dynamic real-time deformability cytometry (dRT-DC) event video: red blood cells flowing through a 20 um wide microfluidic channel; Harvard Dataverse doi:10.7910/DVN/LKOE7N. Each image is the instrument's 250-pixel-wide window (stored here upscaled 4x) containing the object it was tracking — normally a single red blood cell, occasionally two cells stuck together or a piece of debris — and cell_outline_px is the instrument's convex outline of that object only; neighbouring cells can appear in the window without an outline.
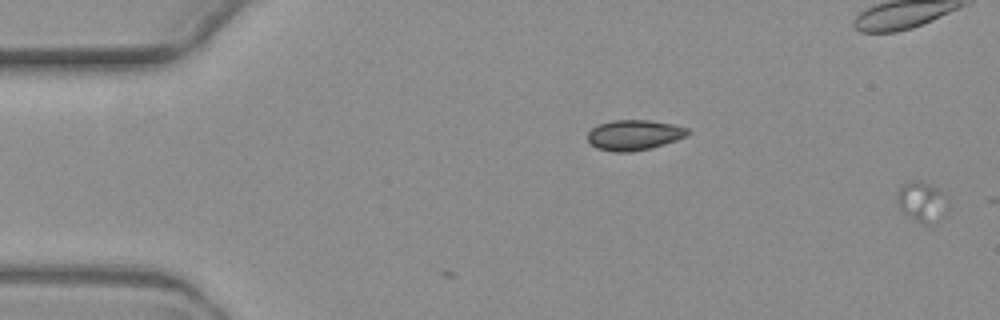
{"species": "common noctule bat (a hibernating species)", "species_latin": "Nyctalus noctula", "temperature_condition": "warm", "stored_images_in_passage": 3, "segment_of_instrument_passage": [2, 2], "camera_frame_rate_fps": 3000, "um_per_image_px": 0.085, "animal": {"sex": "female", "body_mass_g": 19.3, "forearm_length_mm": 54.1}, "frame": {"image": 1, "passage_image": 3, "time_ms": 2.333, "image_size_px": [1000, 320], "cell_outline_px": [[940, 196], [936, 220], [932, 224], [924, 224], [900, 212], [896, 200], [896, 196], [900, 188], [908, 180], [920, 180], [940, 188]], "centroid_in_image_um": [78.13, 17.08], "position_along_channel_um": 6.9, "area_um2": 10.75}}